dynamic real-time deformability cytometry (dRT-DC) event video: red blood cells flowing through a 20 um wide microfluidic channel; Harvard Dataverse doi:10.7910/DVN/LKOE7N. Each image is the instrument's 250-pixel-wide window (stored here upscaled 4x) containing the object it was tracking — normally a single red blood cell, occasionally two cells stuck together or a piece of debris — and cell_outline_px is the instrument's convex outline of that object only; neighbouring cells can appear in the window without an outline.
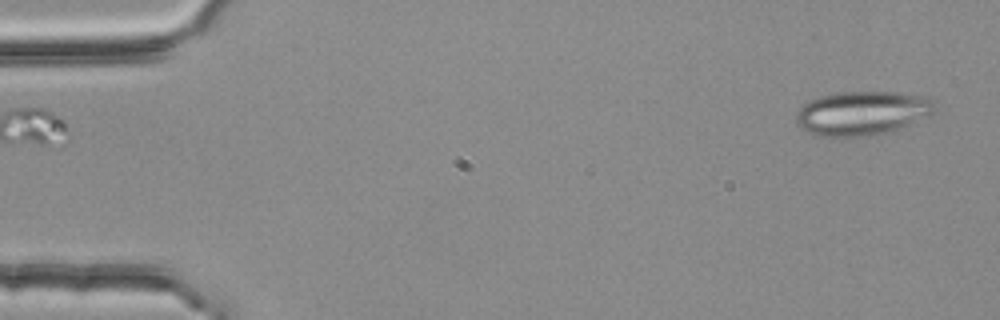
{"species": "common noctule bat (a hibernating species)", "species_latin": "Nyctalus noctula", "temperature_condition": "room temperature", "stored_images_in_passage": 3, "camera_frame_rate_fps": 3000, "um_per_image_px": 0.085, "animal": {"sex": "female", "body_mass_g": 25.1}, "frame": {"image": 1, "passage_image": 3, "time_ms": 0.667, "image_size_px": [1000, 320], "cell_outline_px": [[936, 112], [928, 116], [896, 128], [884, 132], [868, 136], [820, 136], [808, 132], [800, 128], [796, 124], [796, 112], [808, 100], [820, 96], [836, 92], [900, 92], [920, 96], [932, 100], [936, 108]], "centroid_in_image_um": [73.23, 9.6], "position_along_channel_um": 11.8, "area_um2": 35.32}}